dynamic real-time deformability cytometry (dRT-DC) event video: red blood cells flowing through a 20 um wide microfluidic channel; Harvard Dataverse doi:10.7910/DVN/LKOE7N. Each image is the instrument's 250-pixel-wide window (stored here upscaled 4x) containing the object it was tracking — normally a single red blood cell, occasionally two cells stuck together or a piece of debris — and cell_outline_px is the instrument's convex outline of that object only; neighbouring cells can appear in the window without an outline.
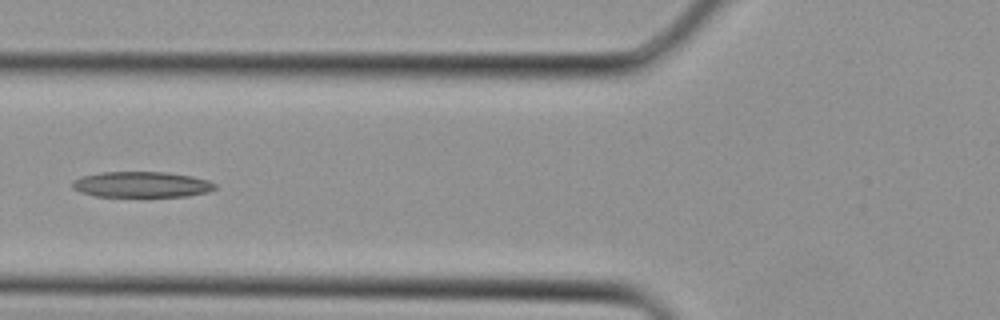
{"species": "Egyptian fruit bat (a non-hibernating species)", "species_latin": "Rousettus aegyptiacus", "temperature_condition": "cold", "stored_images_in_passage": 3, "camera_frame_rate_fps": 3000, "um_per_image_px": 0.085, "animal": {"sex": "female"}, "frame": {"image": 1, "passage_image": 3, "time_ms": 0.667, "image_size_px": [1000, 320], "cell_outline_px": [[216, 188], [208, 192], [188, 196], [96, 196], [80, 192], [72, 188], [72, 180], [80, 176], [100, 172], [168, 172], [192, 176], [208, 180], [216, 184]], "centroid_in_image_um": [12.02, 15.67], "position_along_channel_um": 113.8, "area_um2": 21.5}}